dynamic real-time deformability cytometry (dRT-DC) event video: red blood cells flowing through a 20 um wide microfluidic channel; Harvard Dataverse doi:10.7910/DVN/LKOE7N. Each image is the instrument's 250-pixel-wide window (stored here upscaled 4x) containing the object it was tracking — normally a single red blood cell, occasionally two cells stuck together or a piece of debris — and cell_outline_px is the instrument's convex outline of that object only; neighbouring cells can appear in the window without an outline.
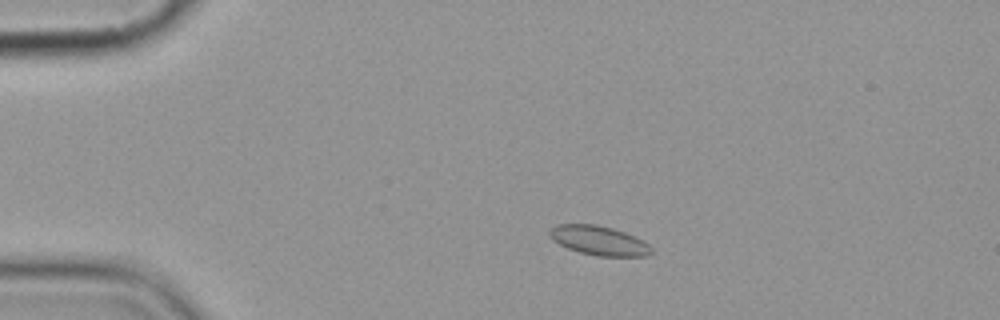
{"species": "common noctule bat (a hibernating species)", "species_latin": "Nyctalus noctula", "temperature_condition": "cold", "stored_images_in_passage": 5, "camera_frame_rate_fps": 3000, "um_per_image_px": 0.085, "animal": {"sex": "female", "body_mass_g": 19.9}, "frame": {"image": 1, "passage_image": 3, "time_ms": 2.333, "image_size_px": [1000, 320], "cell_outline_px": [[652, 252], [648, 256], [596, 256], [580, 252], [568, 248], [552, 240], [548, 236], [548, 228], [556, 224], [596, 224], [612, 228], [624, 232], [648, 244], [652, 248]], "centroid_in_image_um": [50.84, 20.44], "position_along_channel_um": 34.2, "area_um2": 17.4}}
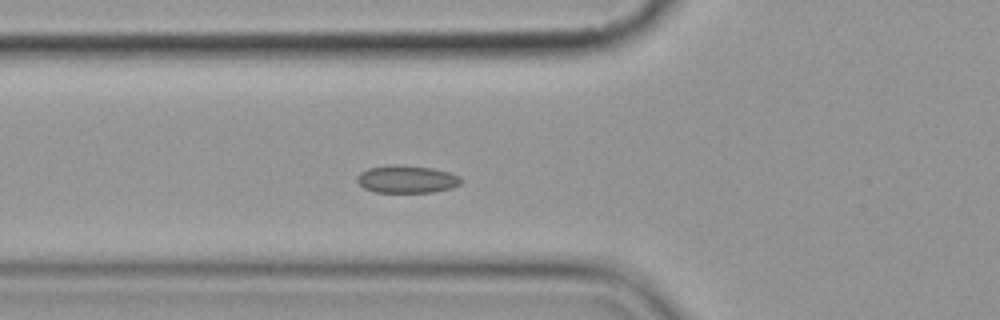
{"frame": {"image": 2, "passage_image": 5, "time_ms": 5.333, "image_size_px": [1000, 320], "cell_outline_px": [[464, 180], [460, 184], [452, 188], [432, 192], [376, 192], [364, 188], [356, 180], [356, 176], [360, 172], [368, 168], [388, 164], [404, 164], [432, 168], [448, 172], [460, 176]], "centroid_in_image_um": [34.57, 15.21], "position_along_channel_um": 91.2, "area_um2": 16.99}}